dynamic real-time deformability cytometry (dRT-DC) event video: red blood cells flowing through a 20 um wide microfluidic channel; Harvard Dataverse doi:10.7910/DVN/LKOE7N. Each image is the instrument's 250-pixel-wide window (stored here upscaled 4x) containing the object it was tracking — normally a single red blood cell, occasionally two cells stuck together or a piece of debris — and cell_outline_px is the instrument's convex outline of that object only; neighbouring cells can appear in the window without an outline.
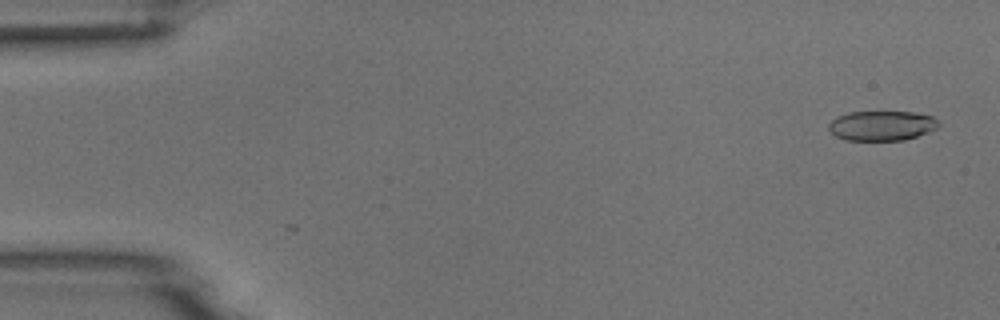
{"species": "common noctule bat (a hibernating species)", "species_latin": "Nyctalus noctula", "temperature_condition": "room temperature", "stored_images_in_passage": 3, "camera_frame_rate_fps": 3000, "um_per_image_px": 0.085, "animal": {"sex": "male", "body_mass_g": 18.8}, "frame": {"image": 1, "passage_image": 1, "time_ms": 0.0, "image_size_px": [1000, 320], "cell_outline_px": [[940, 124], [936, 128], [928, 132], [904, 140], [844, 140], [836, 136], [828, 128], [828, 124], [832, 120], [848, 112], [912, 112], [932, 116]], "centroid_in_image_um": [74.94, 10.68], "position_along_channel_um": 10.1, "area_um2": 18.9}}